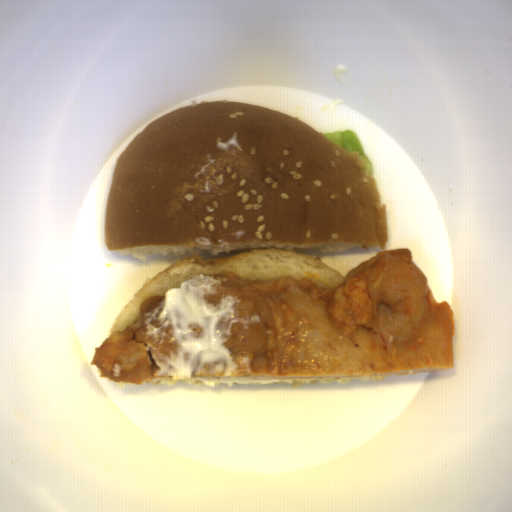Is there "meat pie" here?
I'll return each mask as SVG.
<instances>
[{
  "label": "meat pie",
  "instance_id": "meat-pie-1",
  "mask_svg": "<svg viewBox=\"0 0 512 512\" xmlns=\"http://www.w3.org/2000/svg\"><path fill=\"white\" fill-rule=\"evenodd\" d=\"M201 275L221 279L208 303L236 296V318L221 342L238 368L202 378L301 379L377 377L454 368V312L438 303L412 251H379L349 270L343 283L320 289L308 276L245 280L232 271Z\"/></svg>",
  "mask_w": 512,
  "mask_h": 512
},
{
  "label": "meat pie",
  "instance_id": "meat-pie-2",
  "mask_svg": "<svg viewBox=\"0 0 512 512\" xmlns=\"http://www.w3.org/2000/svg\"><path fill=\"white\" fill-rule=\"evenodd\" d=\"M164 299V295H154L145 298L141 303L137 321L123 328L122 331L111 333L98 347L94 348V355L90 365L96 366L100 378H107L110 382H123L132 384L149 383L153 379L164 376H156L160 368L154 358V349L147 343L160 347L159 352L171 358V351L178 354L176 346L169 338L164 336L163 342H159L153 335L147 337L145 313L153 311Z\"/></svg>",
  "mask_w": 512,
  "mask_h": 512
},
{
  "label": "meat pie",
  "instance_id": "meat-pie-3",
  "mask_svg": "<svg viewBox=\"0 0 512 512\" xmlns=\"http://www.w3.org/2000/svg\"><path fill=\"white\" fill-rule=\"evenodd\" d=\"M153 327H159L161 326L162 324L159 322L158 319H152L150 322H149Z\"/></svg>",
  "mask_w": 512,
  "mask_h": 512
}]
</instances>
